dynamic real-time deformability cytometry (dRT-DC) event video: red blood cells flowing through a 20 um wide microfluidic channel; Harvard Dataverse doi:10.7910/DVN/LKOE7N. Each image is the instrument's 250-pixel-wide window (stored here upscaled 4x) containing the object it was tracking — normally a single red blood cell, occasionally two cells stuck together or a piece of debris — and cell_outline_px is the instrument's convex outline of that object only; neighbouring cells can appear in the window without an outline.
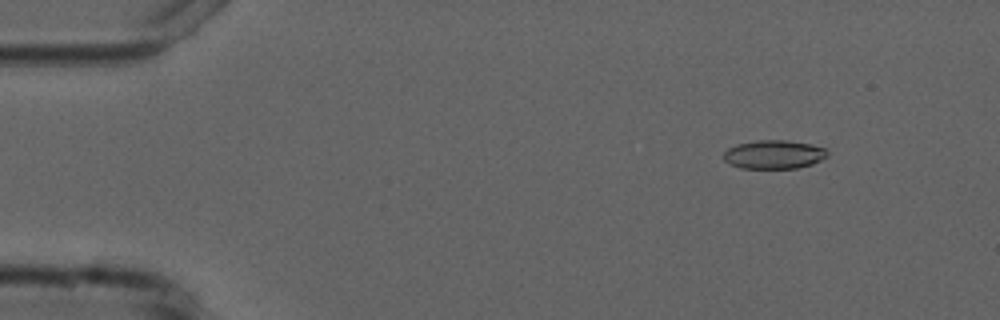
{"species": "common noctule bat (a hibernating species)", "species_latin": "Nyctalus noctula", "temperature_condition": "cold", "stored_images_in_passage": 4, "camera_frame_rate_fps": 3000, "um_per_image_px": 0.085, "animal": {"sex": "male", "forearm_length_mm": 52.5}, "frame": {"image": 1, "passage_image": 1, "time_ms": 0.0, "image_size_px": [1000, 320], "cell_outline_px": [[828, 156], [812, 164], [796, 168], [740, 168], [728, 164], [724, 160], [724, 152], [728, 148], [736, 144], [756, 140], [788, 140], [812, 144], [824, 148], [828, 152]], "centroid_in_image_um": [65.77, 13.12], "position_along_channel_um": 19.2, "area_um2": 17.46}}
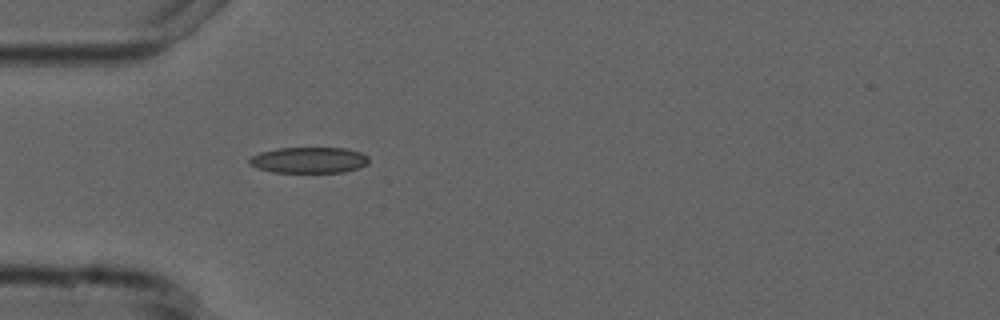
{"frame": {"image": 2, "passage_image": 4, "time_ms": 3.333, "image_size_px": [1000, 320], "cell_outline_px": [[368, 164], [360, 168], [344, 172], [272, 172], [256, 168], [248, 164], [248, 160], [252, 156], [260, 152], [276, 148], [344, 148], [360, 152], [368, 156]], "centroid_in_image_um": [26.25, 13.61], "position_along_channel_um": 58.8, "area_um2": 18.21}}